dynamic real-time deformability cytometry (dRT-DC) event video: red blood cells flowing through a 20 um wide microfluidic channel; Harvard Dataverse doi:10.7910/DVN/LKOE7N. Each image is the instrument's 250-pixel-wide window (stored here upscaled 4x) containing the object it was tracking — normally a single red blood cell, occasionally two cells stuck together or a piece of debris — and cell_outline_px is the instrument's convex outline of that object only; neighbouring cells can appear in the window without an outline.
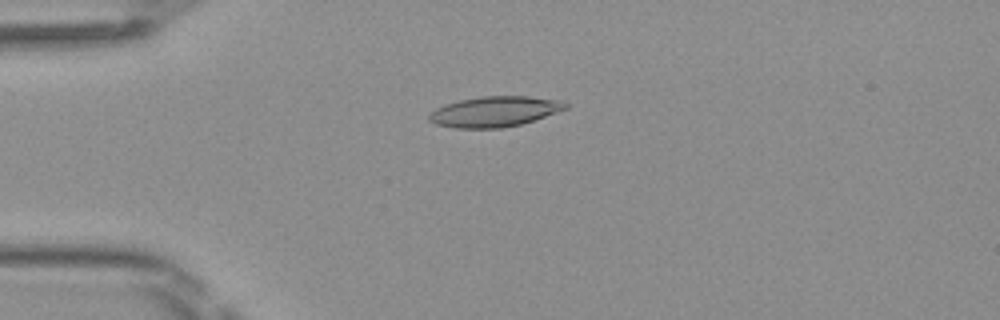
{"species": "Egyptian fruit bat (a non-hibernating species)", "species_latin": "Rousettus aegyptiacus", "temperature_condition": "room temperature", "stored_images_in_passage": 38, "camera_frame_rate_fps": 3000, "um_per_image_px": 0.085, "frame": {"image": 1, "passage_image": 1, "time_ms": 0.0, "image_size_px": [1000, 320], "cell_outline_px": [[568, 108], [520, 124], [504, 128], [452, 128], [436, 124], [428, 120], [428, 116], [436, 108], [444, 104], [460, 100], [480, 96], [528, 96], [564, 100], [568, 104]], "centroid_in_image_um": [42.03, 9.48], "position_along_channel_um": 43.0, "area_um2": 24.22}}
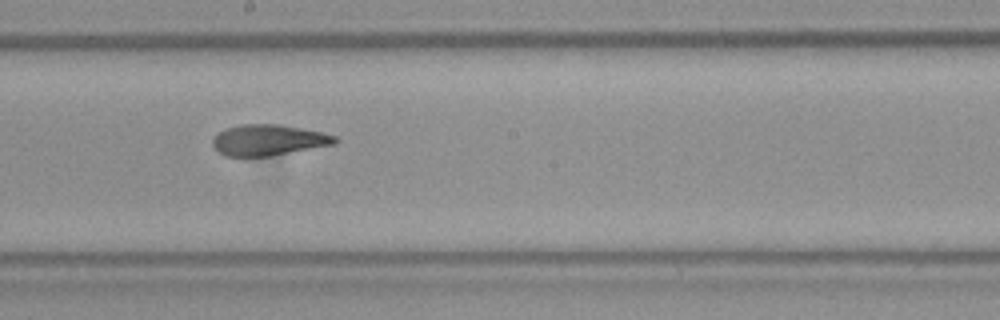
{"frame": {"image": 2, "passage_image": 16, "time_ms": 5.0, "image_size_px": [1000, 320], "cell_outline_px": [[340, 140], [336, 144], [272, 156], [224, 156], [216, 152], [212, 144], [212, 140], [220, 132], [228, 128], [240, 124], [280, 124], [320, 132], [336, 136]], "centroid_in_image_um": [22.83, 11.92], "position_along_channel_um": 225.4, "area_um2": 22.14}}
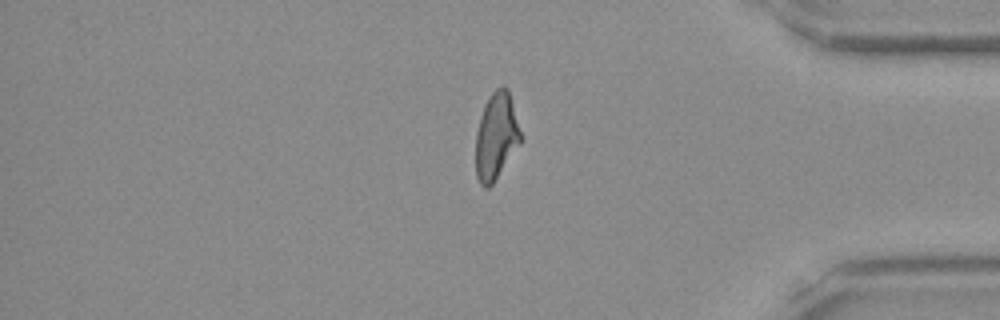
{"frame": {"image": 3, "passage_image": 30, "time_ms": 9.667, "image_size_px": [1000, 320], "cell_outline_px": [[520, 144], [492, 184], [488, 188], [484, 188], [480, 184], [476, 176], [476, 132], [480, 116], [492, 92], [496, 88], [504, 84], [508, 88], [520, 132]], "centroid_in_image_um": [42.16, 11.59], "position_along_channel_um": 393.0, "area_um2": 22.37}, "authors_computed_cell_mechanics": {"area_um2": 22.8888, "velocity_mm_per_s": 4.1159, "shape_relaxation_time_tau1_ms": 10.4107, "shape_relaxation_time_tau2_ms": 1.9191, "deformation_change_tau1": 0.2901, "deformation_change_tau2": 0.0948}}